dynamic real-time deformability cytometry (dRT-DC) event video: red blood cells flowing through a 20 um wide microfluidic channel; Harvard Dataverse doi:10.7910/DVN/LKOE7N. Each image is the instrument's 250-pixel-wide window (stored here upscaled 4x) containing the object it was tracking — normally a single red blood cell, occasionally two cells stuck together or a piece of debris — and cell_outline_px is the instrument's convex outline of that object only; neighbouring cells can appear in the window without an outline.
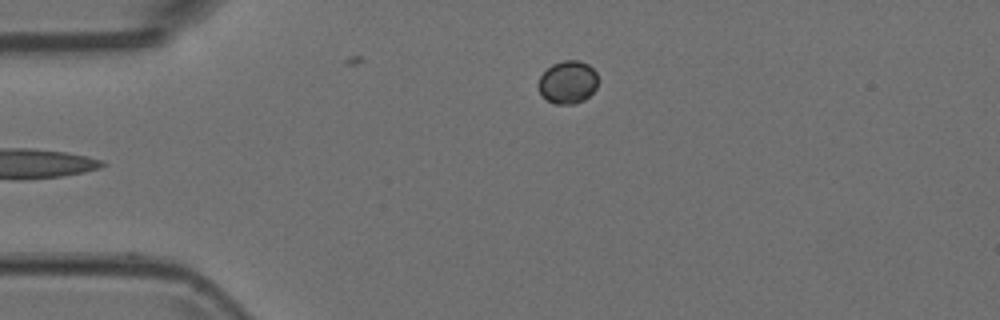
{"species": "Egyptian fruit bat (a non-hibernating species)", "species_latin": "Rousettus aegyptiacus", "temperature_condition": "room temperature", "stored_images_in_passage": 2, "camera_frame_rate_fps": 3000, "um_per_image_px": 0.085, "animal": {"sex": "female"}, "frame": {"image": 1, "passage_image": 1, "time_ms": 0.0, "image_size_px": [1000, 320], "cell_outline_px": [[596, 88], [584, 100], [576, 104], [556, 104], [540, 96], [536, 84], [540, 76], [552, 64], [564, 60], [580, 60], [588, 64], [596, 72]], "centroid_in_image_um": [48.22, 6.99], "position_along_channel_um": 36.8, "area_um2": 15.03}}